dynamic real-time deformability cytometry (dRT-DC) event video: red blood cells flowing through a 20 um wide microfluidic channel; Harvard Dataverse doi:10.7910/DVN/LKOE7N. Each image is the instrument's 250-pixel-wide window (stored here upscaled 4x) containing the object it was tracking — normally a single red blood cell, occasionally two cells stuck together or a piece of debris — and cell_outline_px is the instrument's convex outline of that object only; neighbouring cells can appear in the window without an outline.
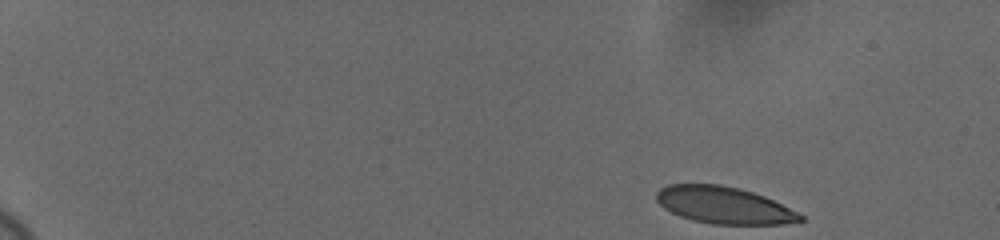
{"species": "human", "species_latin": "Homo sapiens", "temperature_condition": "cold", "stored_images_in_passage": 52, "camera_frame_rate_fps": 3000, "um_per_image_px": 0.085, "donor": {"sex": "female"}, "frame": {"image": 1, "passage_image": 1, "time_ms": 0.0, "image_size_px": [1000, 240], "cell_outline_px": [[804, 220], [784, 224], [712, 224], [692, 220], [680, 216], [664, 208], [656, 200], [656, 192], [660, 188], [668, 184], [720, 184], [740, 188], [764, 196], [804, 216]], "centroid_in_image_um": [61.5, 17.44], "position_along_channel_um": 23.5, "area_um2": 30.81}}
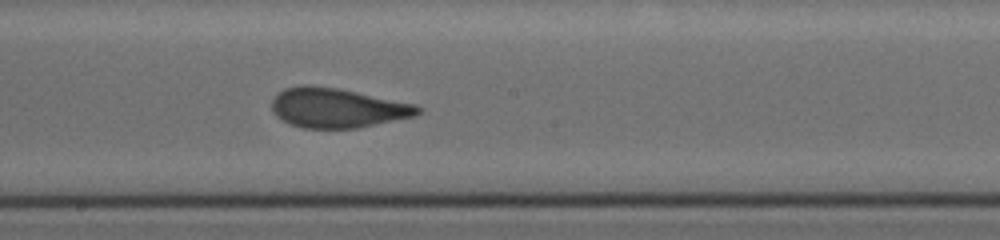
{"frame": {"image": 2, "passage_image": 29, "time_ms": 9.333, "image_size_px": [1000, 240], "cell_outline_px": [[424, 108], [416, 116], [356, 128], [300, 128], [288, 124], [280, 120], [272, 112], [272, 100], [284, 88], [304, 84], [336, 88], [416, 104]], "centroid_in_image_um": [28.65, 9.18], "position_along_channel_um": 219.5, "area_um2": 33.76}}
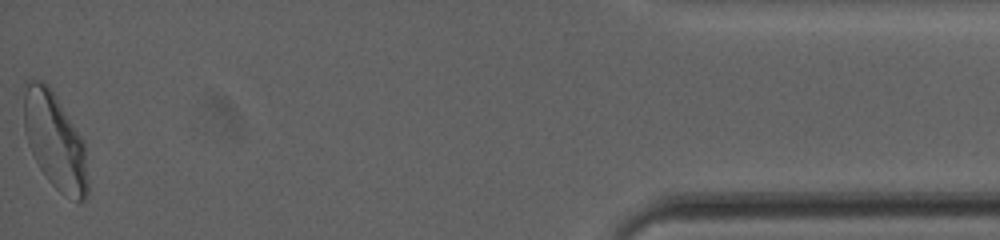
{"frame": {"image": 3, "passage_image": 52, "time_ms": 17.0, "image_size_px": [1000, 240], "cell_outline_px": [[88, 192], [84, 200], [76, 200], [64, 196], [48, 180], [40, 168], [28, 144], [24, 132], [24, 84], [32, 76], [44, 80], [48, 84], [56, 96], [84, 140], [88, 180]], "centroid_in_image_um": [4.66, 11.93], "position_along_channel_um": 430.5, "area_um2": 36.24}, "authors_computed_cell_mechanics": {"area_um2": 33.6685, "velocity_mm_per_s": 3.6476, "shape_relaxation_time_tau1_ms": 5.1929, "shape_relaxation_time_tau2_ms": null, "deformation_change_tau1": 0.1792, "deformation_change_tau2": null}}